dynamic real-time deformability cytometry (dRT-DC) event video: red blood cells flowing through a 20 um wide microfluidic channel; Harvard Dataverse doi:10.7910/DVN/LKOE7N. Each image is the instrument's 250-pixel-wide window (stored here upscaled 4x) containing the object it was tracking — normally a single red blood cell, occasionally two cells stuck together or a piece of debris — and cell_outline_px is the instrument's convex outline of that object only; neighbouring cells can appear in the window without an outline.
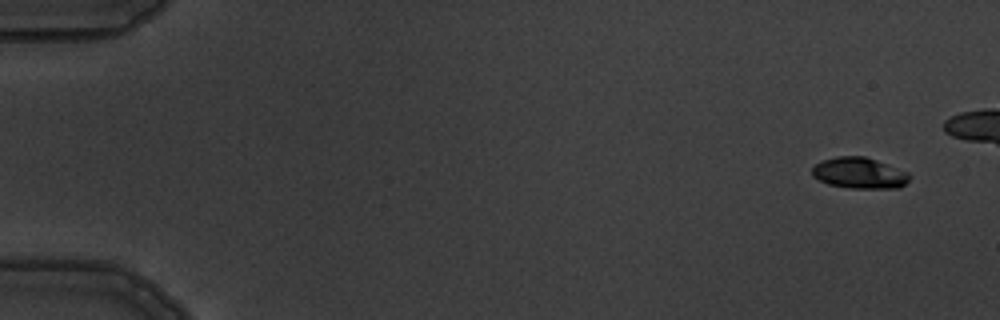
{"species": "common noctule bat (a hibernating species)", "species_latin": "Nyctalus noctula", "temperature_condition": "warm", "stored_images_in_passage": 6, "segment_of_instrument_passage": [2, 2], "camera_frame_rate_fps": 3000, "um_per_image_px": 0.085, "animal": {"sex": "male", "body_mass_g": 19.5, "forearm_length_mm": 54.6}, "frame": {"image": 1, "passage_image": 6, "time_ms": 5.667, "image_size_px": [1000, 320], "cell_outline_px": [[912, 176], [900, 188], [848, 188], [828, 184], [812, 176], [812, 168], [820, 160], [836, 156], [864, 156], [876, 160], [908, 172]], "centroid_in_image_um": [73.03, 14.71], "position_along_channel_um": 12.0, "area_um2": 17.69}}